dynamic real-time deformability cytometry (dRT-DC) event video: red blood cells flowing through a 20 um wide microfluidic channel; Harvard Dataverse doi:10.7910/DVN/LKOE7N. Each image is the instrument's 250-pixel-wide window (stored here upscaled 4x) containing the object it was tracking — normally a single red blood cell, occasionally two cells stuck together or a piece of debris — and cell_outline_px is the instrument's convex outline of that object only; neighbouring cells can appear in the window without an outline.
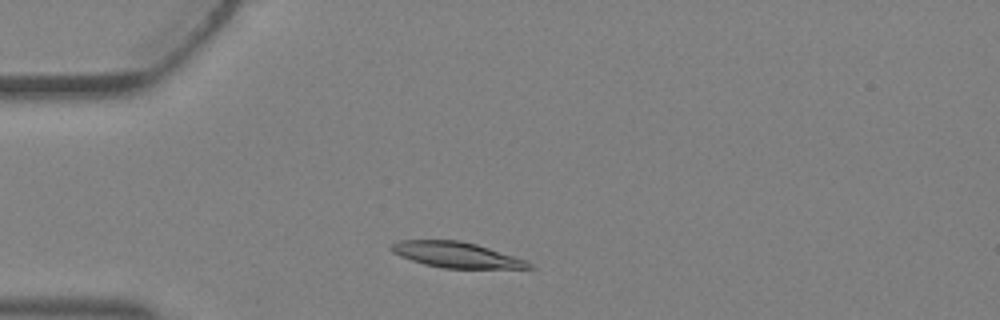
{"species": "Egyptian fruit bat (a non-hibernating species)", "species_latin": "Rousettus aegyptiacus", "temperature_condition": "warm", "stored_images_in_passage": 3, "segment_of_instrument_passage": [2, 2], "camera_frame_rate_fps": 3000, "um_per_image_px": 0.085, "animal": {"sex": "female"}, "frame": {"image": 1, "passage_image": 3, "time_ms": 0.667, "image_size_px": [1000, 320], "cell_outline_px": [[536, 268], [444, 268], [424, 264], [400, 256], [392, 252], [388, 248], [396, 240], [460, 240], [476, 244], [528, 260]], "centroid_in_image_um": [38.79, 21.65], "position_along_channel_um": 46.2, "area_um2": 20.58}}